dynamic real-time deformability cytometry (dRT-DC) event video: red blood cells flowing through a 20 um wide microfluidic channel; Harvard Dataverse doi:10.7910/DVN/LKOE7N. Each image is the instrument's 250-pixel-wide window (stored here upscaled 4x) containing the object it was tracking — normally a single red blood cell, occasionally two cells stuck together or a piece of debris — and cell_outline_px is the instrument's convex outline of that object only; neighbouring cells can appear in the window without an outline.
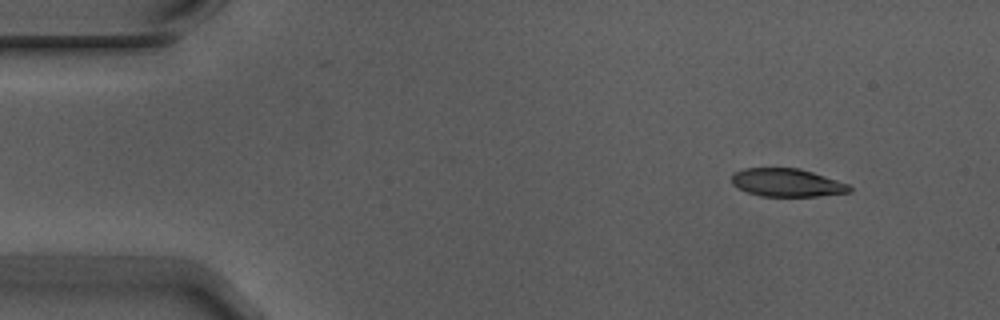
{"species": "Egyptian fruit bat (a non-hibernating species)", "species_latin": "Rousettus aegyptiacus", "temperature_condition": "warm", "stored_images_in_passage": 6, "camera_frame_rate_fps": 3000, "um_per_image_px": 0.085, "animal": {"sex": "male"}, "frame": {"image": 1, "passage_image": 2, "time_ms": 0.333, "image_size_px": [1000, 320], "cell_outline_px": [[852, 188], [848, 192], [816, 196], [760, 196], [748, 192], [732, 184], [732, 172], [744, 168], [800, 168], [848, 184]], "centroid_in_image_um": [66.85, 15.51], "position_along_channel_um": 18.2, "area_um2": 19.07}}
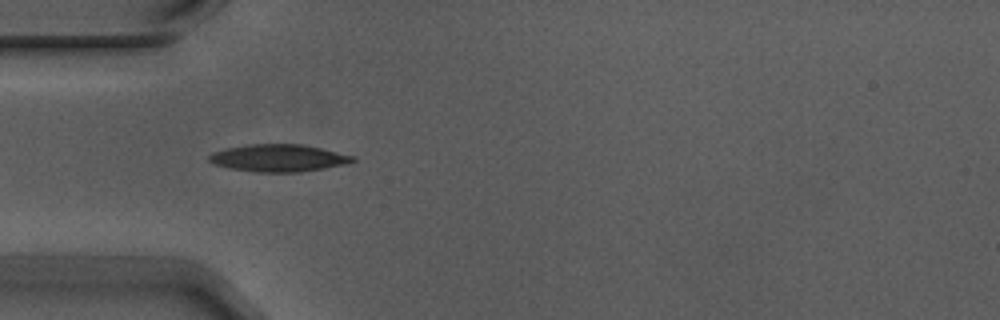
{"frame": {"image": 2, "passage_image": 5, "time_ms": 1.333, "image_size_px": [1000, 320], "cell_outline_px": [[356, 160], [344, 164], [324, 168], [300, 172], [256, 172], [228, 168], [212, 164], [208, 160], [208, 156], [212, 152], [228, 148], [248, 144], [300, 144], [320, 148], [356, 156]], "centroid_in_image_um": [23.64, 13.43], "position_along_channel_um": 61.4, "area_um2": 22.83}}